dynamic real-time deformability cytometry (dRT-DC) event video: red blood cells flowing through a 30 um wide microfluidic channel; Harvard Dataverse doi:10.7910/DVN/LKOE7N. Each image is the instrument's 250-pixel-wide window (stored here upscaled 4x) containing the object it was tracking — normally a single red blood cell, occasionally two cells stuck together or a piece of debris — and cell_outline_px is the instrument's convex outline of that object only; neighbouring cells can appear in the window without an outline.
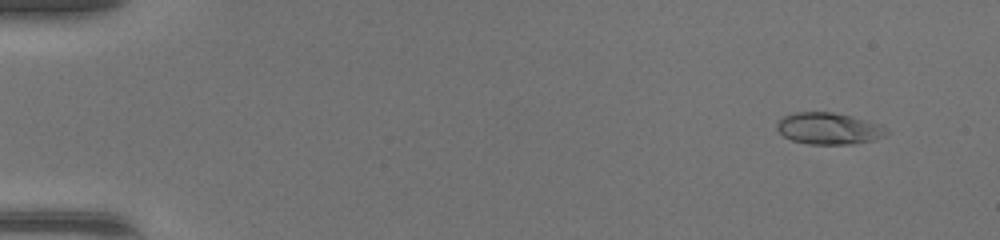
{"species": "common noctule bat (a hibernating species)", "species_latin": "Nyctalus noctula", "temperature_condition": "warm", "stored_images_in_passage": 49, "camera_frame_rate_fps": 3000, "um_per_image_px": 0.085, "animal": {"sex": "female", "body_mass_g": 17.0, "forearm_length_mm": 48.0}, "frame": {"image": 1, "passage_image": 5, "time_ms": 1.333, "image_size_px": [1000, 240], "cell_outline_px": [[888, 132], [884, 136], [872, 140], [848, 144], [808, 144], [792, 140], [784, 136], [776, 128], [776, 124], [784, 116], [796, 112], [832, 112], [880, 124]], "centroid_in_image_um": [70.4, 10.93], "position_along_channel_um": 14.6, "area_um2": 19.83}}
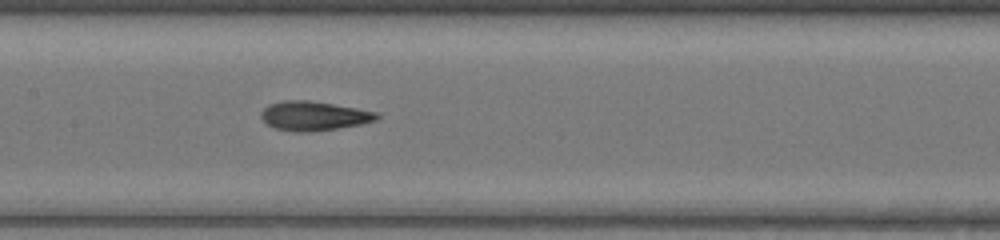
{"frame": {"image": 2, "passage_image": 26, "time_ms": 8.333, "image_size_px": [1000, 240], "cell_outline_px": [[380, 116], [376, 120], [360, 124], [336, 128], [308, 132], [296, 132], [276, 128], [268, 124], [260, 116], [260, 112], [268, 104], [284, 100], [308, 100], [380, 112]], "centroid_in_image_um": [26.67, 9.84], "position_along_channel_um": 180.7, "area_um2": 19.59}}
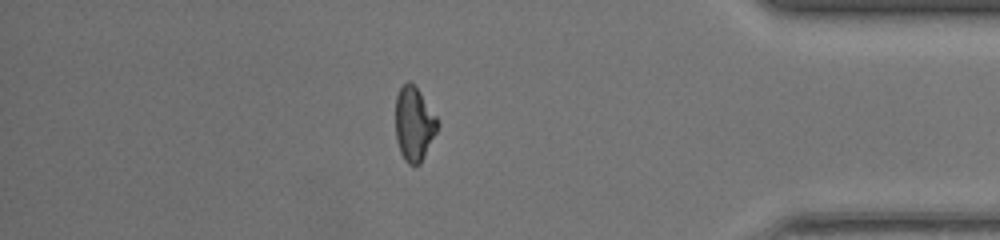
{"frame": {"image": 3, "passage_image": 43, "time_ms": 14.0, "image_size_px": [1000, 240], "cell_outline_px": [[440, 124], [420, 164], [408, 164], [404, 160], [400, 152], [396, 140], [396, 96], [400, 88], [408, 80], [420, 92], [436, 116]], "centroid_in_image_um": [35.19, 10.54], "position_along_channel_um": 400.0, "area_um2": 17.98}, "authors_computed_cell_mechanics": {"area_um2": 19.2474, "velocity_mm_per_s": 4.4149, "shape_relaxation_time_tau1_ms": 7.0911, "shape_relaxation_time_tau2_ms": 2.0013, "deformation_change_tau1": 0.2652, "deformation_change_tau2": 0.1014}}